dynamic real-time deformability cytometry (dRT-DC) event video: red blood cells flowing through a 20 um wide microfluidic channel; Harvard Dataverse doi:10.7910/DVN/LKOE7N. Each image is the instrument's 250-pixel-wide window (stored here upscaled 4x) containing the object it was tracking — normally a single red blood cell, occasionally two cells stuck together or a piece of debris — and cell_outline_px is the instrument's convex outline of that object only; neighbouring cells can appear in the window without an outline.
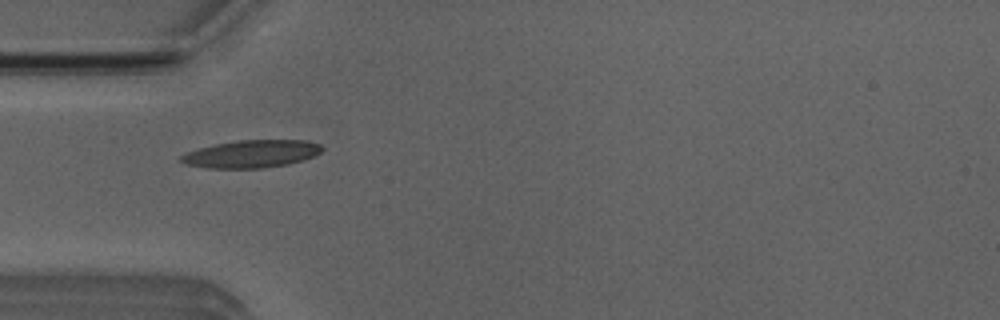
{"species": "Egyptian fruit bat (a non-hibernating species)", "species_latin": "Rousettus aegyptiacus", "temperature_condition": "room temperature", "stored_images_in_passage": 53, "camera_frame_rate_fps": 3000, "um_per_image_px": 0.085, "animal": {"sex": "male"}, "frame": {"image": 1, "passage_image": 16, "time_ms": 5.0, "image_size_px": [1000, 320], "cell_outline_px": [[324, 148], [320, 152], [304, 160], [288, 164], [264, 168], [208, 168], [188, 164], [180, 160], [180, 156], [184, 152], [216, 144], [240, 140], [308, 140], [320, 144]], "centroid_in_image_um": [21.4, 13.08], "position_along_channel_um": 63.6, "area_um2": 22.6}}
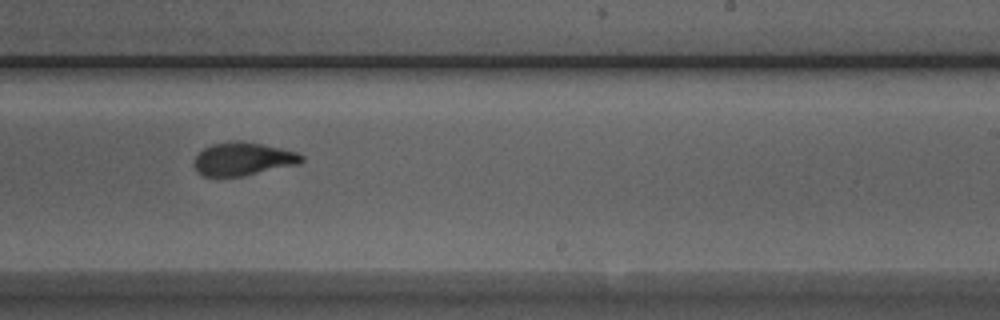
{"frame": {"image": 2, "passage_image": 32, "time_ms": 10.333, "image_size_px": [1000, 320], "cell_outline_px": [[304, 160], [300, 164], [244, 176], [200, 176], [196, 172], [192, 164], [196, 156], [204, 148], [212, 144], [236, 140], [240, 140], [280, 148], [296, 152], [304, 156]], "centroid_in_image_um": [20.64, 13.52], "position_along_channel_um": 268.4, "area_um2": 20.92}}
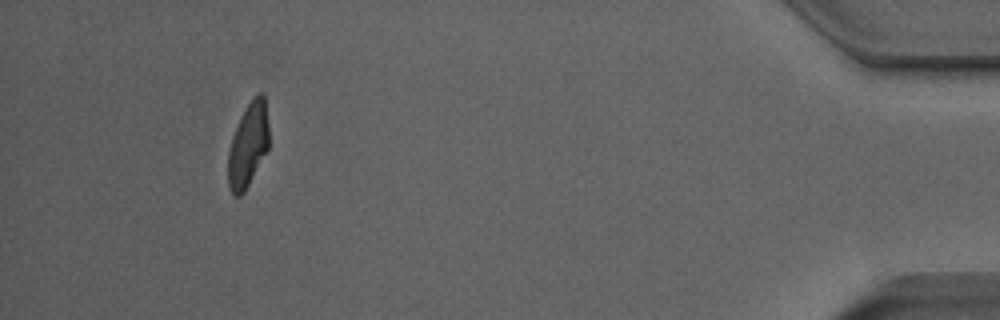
{"frame": {"image": 3, "passage_image": 49, "time_ms": 16.0, "image_size_px": [1000, 320], "cell_outline_px": [[268, 148], [244, 192], [240, 196], [236, 196], [232, 192], [228, 184], [228, 152], [232, 136], [240, 116], [248, 104], [260, 92], [264, 92], [268, 124]], "centroid_in_image_um": [21.08, 12.31], "position_along_channel_um": 414.1, "area_um2": 19.71}, "authors_computed_cell_mechanics": {"area_um2": 20.9236, "velocity_mm_per_s": 3.8495, "shape_relaxation_time_tau1_ms": 3.5177, "shape_relaxation_time_tau2_ms": 1.3033, "deformation_change_tau1": 0.1937, "deformation_change_tau2": 0.094}}